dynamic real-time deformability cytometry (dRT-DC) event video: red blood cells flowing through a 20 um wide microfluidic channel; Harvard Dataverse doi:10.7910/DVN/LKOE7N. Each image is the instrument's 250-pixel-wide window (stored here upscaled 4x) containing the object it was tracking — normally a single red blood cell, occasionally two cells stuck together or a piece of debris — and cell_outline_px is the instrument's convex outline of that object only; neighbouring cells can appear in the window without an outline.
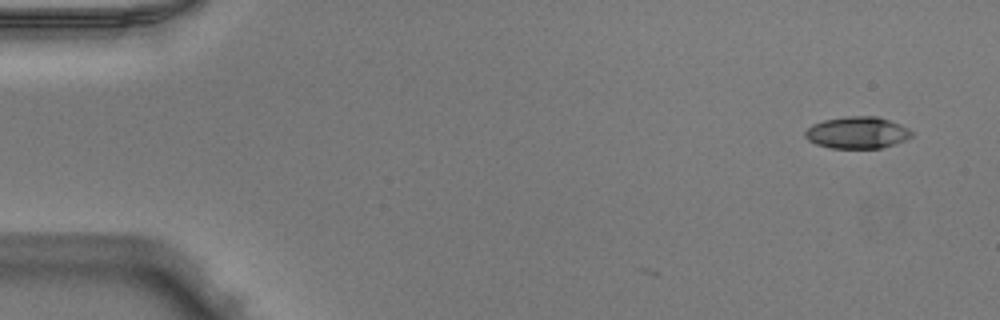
{"species": "Egyptian fruit bat (a non-hibernating species)", "species_latin": "Rousettus aegyptiacus", "temperature_condition": "warm", "stored_images_in_passage": 4, "camera_frame_rate_fps": 3000, "um_per_image_px": 0.085, "animal": {"sex": "male"}, "frame": {"image": 1, "passage_image": 4, "time_ms": 1.0, "image_size_px": [1000, 320], "cell_outline_px": [[912, 136], [904, 140], [880, 148], [832, 148], [816, 144], [808, 140], [804, 136], [804, 132], [812, 124], [824, 120], [848, 116], [876, 116], [900, 124], [908, 128], [912, 132]], "centroid_in_image_um": [72.83, 11.27], "position_along_channel_um": 12.2, "area_um2": 19.59}}